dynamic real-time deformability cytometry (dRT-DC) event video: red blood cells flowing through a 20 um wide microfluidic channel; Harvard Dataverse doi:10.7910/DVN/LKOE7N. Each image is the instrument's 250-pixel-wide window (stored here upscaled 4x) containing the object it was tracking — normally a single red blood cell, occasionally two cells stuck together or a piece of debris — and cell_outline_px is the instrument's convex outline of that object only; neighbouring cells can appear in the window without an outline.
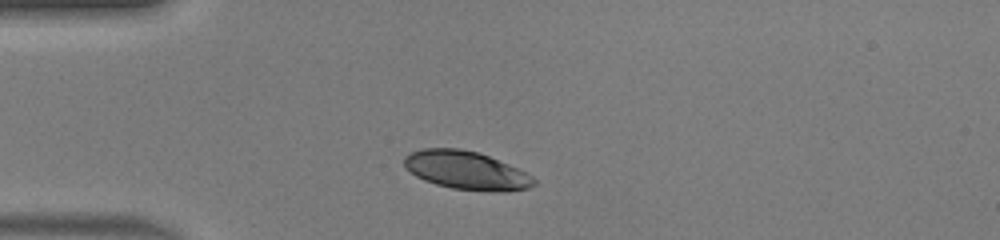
{"species": "human", "species_latin": "Homo sapiens", "temperature_condition": "warm", "stored_images_in_passage": 37, "camera_frame_rate_fps": 3000, "um_per_image_px": 0.085, "donor": {"sex": "male"}, "frame": {"image": 1, "passage_image": 1, "time_ms": 0.0, "image_size_px": [1000, 240], "cell_outline_px": [[536, 184], [528, 188], [508, 192], [504, 192], [452, 188], [436, 184], [424, 180], [416, 176], [404, 164], [404, 156], [412, 152], [424, 148], [460, 148], [476, 152], [488, 156], [508, 164], [532, 176], [536, 180]], "centroid_in_image_um": [39.64, 14.48], "position_along_channel_um": 45.4, "area_um2": 28.61}}
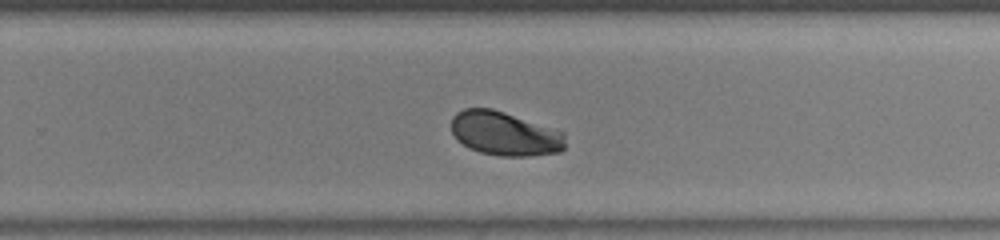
{"frame": {"image": 2, "passage_image": 20, "time_ms": 6.333, "image_size_px": [1000, 240], "cell_outline_px": [[564, 148], [560, 152], [528, 156], [500, 156], [480, 152], [468, 148], [456, 140], [452, 132], [452, 116], [456, 112], [464, 108], [492, 108], [564, 132]], "centroid_in_image_um": [42.86, 11.36], "position_along_channel_um": 286.9, "area_um2": 29.25}}
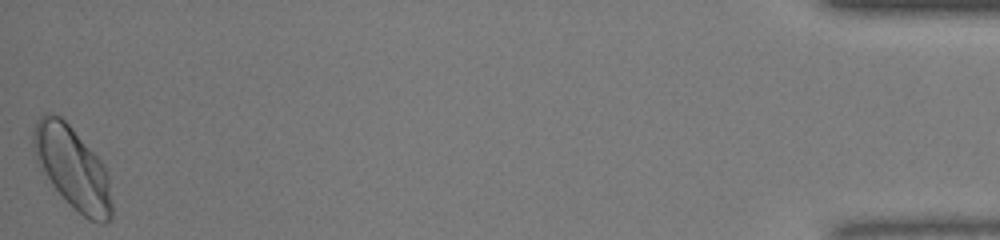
{"frame": {"image": 3, "passage_image": 37, "time_ms": 12.0, "image_size_px": [1000, 240], "cell_outline_px": [[112, 216], [104, 224], [100, 224], [88, 220], [52, 184], [36, 160], [32, 148], [32, 128], [36, 120], [44, 112], [48, 112], [60, 116], [72, 128], [104, 164], [108, 176], [112, 204]], "centroid_in_image_um": [6.15, 14.22], "position_along_channel_um": 429.0, "area_um2": 37.17}, "authors_computed_cell_mechanics": {"area_um2": 30.1138, "velocity_mm_per_s": 4.1729, "shape_relaxation_time_tau1_ms": 4.178, "shape_relaxation_time_tau2_ms": 0.6835, "deformation_change_tau1": 0.1927, "deformation_change_tau2": 0.0284}}